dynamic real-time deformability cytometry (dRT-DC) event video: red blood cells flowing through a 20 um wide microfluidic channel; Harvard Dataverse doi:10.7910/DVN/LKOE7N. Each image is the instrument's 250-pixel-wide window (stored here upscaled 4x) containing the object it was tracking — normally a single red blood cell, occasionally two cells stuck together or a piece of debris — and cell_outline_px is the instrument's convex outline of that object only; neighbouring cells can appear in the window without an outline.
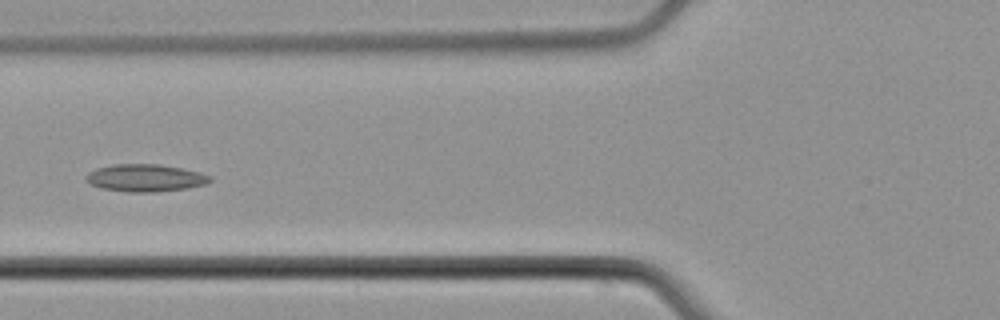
{"species": "common noctule bat (a hibernating species)", "species_latin": "Nyctalus noctula", "temperature_condition": "cold", "stored_images_in_passage": 5, "camera_frame_rate_fps": 3000, "um_per_image_px": 0.085, "animal": {"sex": "male", "body_mass_g": 21.5, "forearm_length_mm": 52.0}, "frame": {"image": 1, "passage_image": 5, "time_ms": 5.0, "image_size_px": [1000, 320], "cell_outline_px": [[212, 180], [204, 184], [188, 188], [156, 192], [128, 192], [100, 188], [88, 184], [84, 180], [88, 172], [96, 168], [112, 164], [160, 164], [200, 172], [212, 176]], "centroid_in_image_um": [12.31, 15.12], "position_along_channel_um": 113.5, "area_um2": 20.0}}